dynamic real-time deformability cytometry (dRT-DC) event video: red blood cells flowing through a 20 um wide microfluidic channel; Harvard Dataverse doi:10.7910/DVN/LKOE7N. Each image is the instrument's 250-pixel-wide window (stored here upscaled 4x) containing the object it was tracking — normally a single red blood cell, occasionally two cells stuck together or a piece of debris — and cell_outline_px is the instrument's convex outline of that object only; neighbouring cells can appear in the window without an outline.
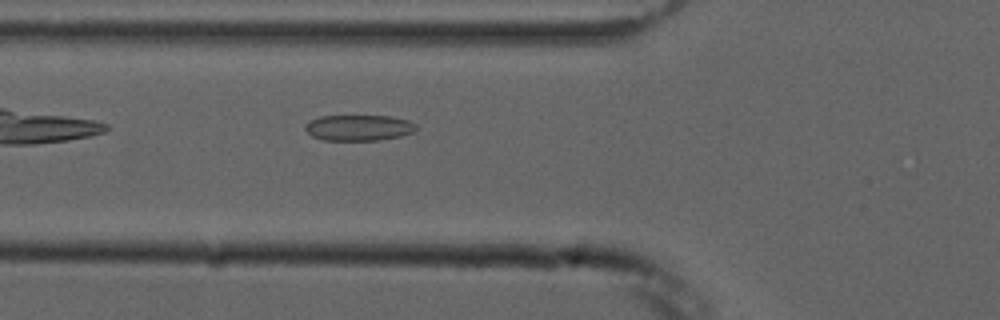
{"species": "common noctule bat (a hibernating species)", "species_latin": "Nyctalus noctula", "temperature_condition": "cold", "stored_images_in_passage": 3, "camera_frame_rate_fps": 3000, "um_per_image_px": 0.085, "animal": {"sex": "male", "forearm_length_mm": 52.5}, "frame": {"image": 1, "passage_image": 3, "time_ms": 2.333, "image_size_px": [1000, 320], "cell_outline_px": [[416, 128], [412, 132], [400, 136], [380, 140], [324, 140], [312, 136], [304, 128], [304, 124], [308, 120], [320, 116], [392, 116], [408, 120], [416, 124]], "centroid_in_image_um": [30.46, 10.85], "position_along_channel_um": 95.3, "area_um2": 16.76}}